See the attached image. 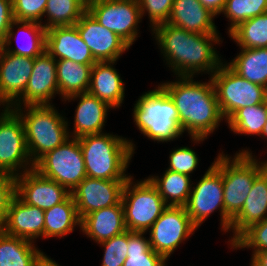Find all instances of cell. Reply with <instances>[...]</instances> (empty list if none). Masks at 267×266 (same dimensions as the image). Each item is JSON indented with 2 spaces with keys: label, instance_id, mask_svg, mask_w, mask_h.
I'll use <instances>...</instances> for the list:
<instances>
[{
  "label": "cell",
  "instance_id": "14",
  "mask_svg": "<svg viewBox=\"0 0 267 266\" xmlns=\"http://www.w3.org/2000/svg\"><path fill=\"white\" fill-rule=\"evenodd\" d=\"M126 181L86 177L71 192L80 219L94 211L117 205Z\"/></svg>",
  "mask_w": 267,
  "mask_h": 266
},
{
  "label": "cell",
  "instance_id": "2",
  "mask_svg": "<svg viewBox=\"0 0 267 266\" xmlns=\"http://www.w3.org/2000/svg\"><path fill=\"white\" fill-rule=\"evenodd\" d=\"M194 77L179 76L177 81L160 83L170 96L179 116V126L188 132L193 143H201L220 126L223 116L219 109L214 84L198 82Z\"/></svg>",
  "mask_w": 267,
  "mask_h": 266
},
{
  "label": "cell",
  "instance_id": "46",
  "mask_svg": "<svg viewBox=\"0 0 267 266\" xmlns=\"http://www.w3.org/2000/svg\"><path fill=\"white\" fill-rule=\"evenodd\" d=\"M36 266H60L56 261L49 258L46 254L42 256V258L37 262Z\"/></svg>",
  "mask_w": 267,
  "mask_h": 266
},
{
  "label": "cell",
  "instance_id": "29",
  "mask_svg": "<svg viewBox=\"0 0 267 266\" xmlns=\"http://www.w3.org/2000/svg\"><path fill=\"white\" fill-rule=\"evenodd\" d=\"M44 238L64 237L73 232L75 227L81 228V219L74 199L70 194L63 202L44 211Z\"/></svg>",
  "mask_w": 267,
  "mask_h": 266
},
{
  "label": "cell",
  "instance_id": "47",
  "mask_svg": "<svg viewBox=\"0 0 267 266\" xmlns=\"http://www.w3.org/2000/svg\"><path fill=\"white\" fill-rule=\"evenodd\" d=\"M260 137H263V138L265 137V138H267V121H266V123H265V125H264L263 131H262Z\"/></svg>",
  "mask_w": 267,
  "mask_h": 266
},
{
  "label": "cell",
  "instance_id": "36",
  "mask_svg": "<svg viewBox=\"0 0 267 266\" xmlns=\"http://www.w3.org/2000/svg\"><path fill=\"white\" fill-rule=\"evenodd\" d=\"M267 12V0H226L222 14L229 19L228 33L240 23Z\"/></svg>",
  "mask_w": 267,
  "mask_h": 266
},
{
  "label": "cell",
  "instance_id": "12",
  "mask_svg": "<svg viewBox=\"0 0 267 266\" xmlns=\"http://www.w3.org/2000/svg\"><path fill=\"white\" fill-rule=\"evenodd\" d=\"M87 11L129 46L139 37L142 17L138 0H96L87 4Z\"/></svg>",
  "mask_w": 267,
  "mask_h": 266
},
{
  "label": "cell",
  "instance_id": "39",
  "mask_svg": "<svg viewBox=\"0 0 267 266\" xmlns=\"http://www.w3.org/2000/svg\"><path fill=\"white\" fill-rule=\"evenodd\" d=\"M199 164L197 153L189 147H178L169 155L168 170L190 176Z\"/></svg>",
  "mask_w": 267,
  "mask_h": 266
},
{
  "label": "cell",
  "instance_id": "38",
  "mask_svg": "<svg viewBox=\"0 0 267 266\" xmlns=\"http://www.w3.org/2000/svg\"><path fill=\"white\" fill-rule=\"evenodd\" d=\"M98 244L104 247L101 266H123L127 257L128 230Z\"/></svg>",
  "mask_w": 267,
  "mask_h": 266
},
{
  "label": "cell",
  "instance_id": "19",
  "mask_svg": "<svg viewBox=\"0 0 267 266\" xmlns=\"http://www.w3.org/2000/svg\"><path fill=\"white\" fill-rule=\"evenodd\" d=\"M44 222L43 209L24 203L15 194L0 228L8 235L35 242L39 237L44 238Z\"/></svg>",
  "mask_w": 267,
  "mask_h": 266
},
{
  "label": "cell",
  "instance_id": "1",
  "mask_svg": "<svg viewBox=\"0 0 267 266\" xmlns=\"http://www.w3.org/2000/svg\"><path fill=\"white\" fill-rule=\"evenodd\" d=\"M152 31L166 64L176 78L194 77L202 72L211 76L224 63L214 47L222 42L218 34L191 33L169 23L159 24Z\"/></svg>",
  "mask_w": 267,
  "mask_h": 266
},
{
  "label": "cell",
  "instance_id": "33",
  "mask_svg": "<svg viewBox=\"0 0 267 266\" xmlns=\"http://www.w3.org/2000/svg\"><path fill=\"white\" fill-rule=\"evenodd\" d=\"M267 121V101L237 110L226 122L234 134L261 136Z\"/></svg>",
  "mask_w": 267,
  "mask_h": 266
},
{
  "label": "cell",
  "instance_id": "16",
  "mask_svg": "<svg viewBox=\"0 0 267 266\" xmlns=\"http://www.w3.org/2000/svg\"><path fill=\"white\" fill-rule=\"evenodd\" d=\"M15 194L26 204L48 210L63 202L71 193L35 169L15 176Z\"/></svg>",
  "mask_w": 267,
  "mask_h": 266
},
{
  "label": "cell",
  "instance_id": "30",
  "mask_svg": "<svg viewBox=\"0 0 267 266\" xmlns=\"http://www.w3.org/2000/svg\"><path fill=\"white\" fill-rule=\"evenodd\" d=\"M240 50L241 52L226 64L244 79L267 88V47Z\"/></svg>",
  "mask_w": 267,
  "mask_h": 266
},
{
  "label": "cell",
  "instance_id": "20",
  "mask_svg": "<svg viewBox=\"0 0 267 266\" xmlns=\"http://www.w3.org/2000/svg\"><path fill=\"white\" fill-rule=\"evenodd\" d=\"M45 50L55 60L68 59L79 64L97 62L75 25L57 26L46 30Z\"/></svg>",
  "mask_w": 267,
  "mask_h": 266
},
{
  "label": "cell",
  "instance_id": "7",
  "mask_svg": "<svg viewBox=\"0 0 267 266\" xmlns=\"http://www.w3.org/2000/svg\"><path fill=\"white\" fill-rule=\"evenodd\" d=\"M121 202L126 229L137 232L149 231L168 207L148 178L136 183L133 181V176L124 184Z\"/></svg>",
  "mask_w": 267,
  "mask_h": 266
},
{
  "label": "cell",
  "instance_id": "34",
  "mask_svg": "<svg viewBox=\"0 0 267 266\" xmlns=\"http://www.w3.org/2000/svg\"><path fill=\"white\" fill-rule=\"evenodd\" d=\"M145 233L128 230L127 257L123 266H166V259L151 248Z\"/></svg>",
  "mask_w": 267,
  "mask_h": 266
},
{
  "label": "cell",
  "instance_id": "42",
  "mask_svg": "<svg viewBox=\"0 0 267 266\" xmlns=\"http://www.w3.org/2000/svg\"><path fill=\"white\" fill-rule=\"evenodd\" d=\"M15 195V176L0 173V227L3 225L11 199Z\"/></svg>",
  "mask_w": 267,
  "mask_h": 266
},
{
  "label": "cell",
  "instance_id": "37",
  "mask_svg": "<svg viewBox=\"0 0 267 266\" xmlns=\"http://www.w3.org/2000/svg\"><path fill=\"white\" fill-rule=\"evenodd\" d=\"M231 249L252 248V252L267 250V217L252 224L232 244Z\"/></svg>",
  "mask_w": 267,
  "mask_h": 266
},
{
  "label": "cell",
  "instance_id": "15",
  "mask_svg": "<svg viewBox=\"0 0 267 266\" xmlns=\"http://www.w3.org/2000/svg\"><path fill=\"white\" fill-rule=\"evenodd\" d=\"M75 26L97 62H117L130 48L115 32L101 25L88 11Z\"/></svg>",
  "mask_w": 267,
  "mask_h": 266
},
{
  "label": "cell",
  "instance_id": "22",
  "mask_svg": "<svg viewBox=\"0 0 267 266\" xmlns=\"http://www.w3.org/2000/svg\"><path fill=\"white\" fill-rule=\"evenodd\" d=\"M75 99L79 102L74 115V129L73 132H69L70 137L80 138L104 132L102 129L106 123L107 113L112 107L88 92L69 96L62 101L70 102Z\"/></svg>",
  "mask_w": 267,
  "mask_h": 266
},
{
  "label": "cell",
  "instance_id": "24",
  "mask_svg": "<svg viewBox=\"0 0 267 266\" xmlns=\"http://www.w3.org/2000/svg\"><path fill=\"white\" fill-rule=\"evenodd\" d=\"M115 61L96 62L92 66L88 93L106 102L112 109L124 102L125 87L114 67Z\"/></svg>",
  "mask_w": 267,
  "mask_h": 266
},
{
  "label": "cell",
  "instance_id": "48",
  "mask_svg": "<svg viewBox=\"0 0 267 266\" xmlns=\"http://www.w3.org/2000/svg\"><path fill=\"white\" fill-rule=\"evenodd\" d=\"M86 5L89 4L92 1H96V0H82Z\"/></svg>",
  "mask_w": 267,
  "mask_h": 266
},
{
  "label": "cell",
  "instance_id": "18",
  "mask_svg": "<svg viewBox=\"0 0 267 266\" xmlns=\"http://www.w3.org/2000/svg\"><path fill=\"white\" fill-rule=\"evenodd\" d=\"M34 59L6 52L0 46V106L11 107L24 93Z\"/></svg>",
  "mask_w": 267,
  "mask_h": 266
},
{
  "label": "cell",
  "instance_id": "43",
  "mask_svg": "<svg viewBox=\"0 0 267 266\" xmlns=\"http://www.w3.org/2000/svg\"><path fill=\"white\" fill-rule=\"evenodd\" d=\"M13 20L12 0H0V45L5 40Z\"/></svg>",
  "mask_w": 267,
  "mask_h": 266
},
{
  "label": "cell",
  "instance_id": "32",
  "mask_svg": "<svg viewBox=\"0 0 267 266\" xmlns=\"http://www.w3.org/2000/svg\"><path fill=\"white\" fill-rule=\"evenodd\" d=\"M86 11L87 5L82 0H47L44 17L48 18L42 25L46 30L75 25Z\"/></svg>",
  "mask_w": 267,
  "mask_h": 266
},
{
  "label": "cell",
  "instance_id": "5",
  "mask_svg": "<svg viewBox=\"0 0 267 266\" xmlns=\"http://www.w3.org/2000/svg\"><path fill=\"white\" fill-rule=\"evenodd\" d=\"M132 116L138 130L157 143L173 141L183 135L177 109L159 85L138 98Z\"/></svg>",
  "mask_w": 267,
  "mask_h": 266
},
{
  "label": "cell",
  "instance_id": "6",
  "mask_svg": "<svg viewBox=\"0 0 267 266\" xmlns=\"http://www.w3.org/2000/svg\"><path fill=\"white\" fill-rule=\"evenodd\" d=\"M254 156L251 150L242 149L235 153L233 159L222 152L214 160L222 171L225 212L232 219L243 208L254 179L267 167V159L258 161Z\"/></svg>",
  "mask_w": 267,
  "mask_h": 266
},
{
  "label": "cell",
  "instance_id": "40",
  "mask_svg": "<svg viewBox=\"0 0 267 266\" xmlns=\"http://www.w3.org/2000/svg\"><path fill=\"white\" fill-rule=\"evenodd\" d=\"M47 0H12L13 18L42 24Z\"/></svg>",
  "mask_w": 267,
  "mask_h": 266
},
{
  "label": "cell",
  "instance_id": "11",
  "mask_svg": "<svg viewBox=\"0 0 267 266\" xmlns=\"http://www.w3.org/2000/svg\"><path fill=\"white\" fill-rule=\"evenodd\" d=\"M32 169L23 122L13 109L4 107L0 114V173L18 176Z\"/></svg>",
  "mask_w": 267,
  "mask_h": 266
},
{
  "label": "cell",
  "instance_id": "45",
  "mask_svg": "<svg viewBox=\"0 0 267 266\" xmlns=\"http://www.w3.org/2000/svg\"><path fill=\"white\" fill-rule=\"evenodd\" d=\"M250 266H267V250L253 253Z\"/></svg>",
  "mask_w": 267,
  "mask_h": 266
},
{
  "label": "cell",
  "instance_id": "28",
  "mask_svg": "<svg viewBox=\"0 0 267 266\" xmlns=\"http://www.w3.org/2000/svg\"><path fill=\"white\" fill-rule=\"evenodd\" d=\"M93 65L68 59L56 60L58 91L62 99L88 92Z\"/></svg>",
  "mask_w": 267,
  "mask_h": 266
},
{
  "label": "cell",
  "instance_id": "9",
  "mask_svg": "<svg viewBox=\"0 0 267 266\" xmlns=\"http://www.w3.org/2000/svg\"><path fill=\"white\" fill-rule=\"evenodd\" d=\"M187 214L198 228L216 210L220 211V225L225 233L230 231L232 218L225 212L221 169L213 162L199 182L192 187L187 204Z\"/></svg>",
  "mask_w": 267,
  "mask_h": 266
},
{
  "label": "cell",
  "instance_id": "23",
  "mask_svg": "<svg viewBox=\"0 0 267 266\" xmlns=\"http://www.w3.org/2000/svg\"><path fill=\"white\" fill-rule=\"evenodd\" d=\"M215 14L199 0H174L166 23L197 34H219L214 23Z\"/></svg>",
  "mask_w": 267,
  "mask_h": 266
},
{
  "label": "cell",
  "instance_id": "10",
  "mask_svg": "<svg viewBox=\"0 0 267 266\" xmlns=\"http://www.w3.org/2000/svg\"><path fill=\"white\" fill-rule=\"evenodd\" d=\"M34 169L43 177L64 186L71 193L87 177L79 139L70 138L49 151L34 164Z\"/></svg>",
  "mask_w": 267,
  "mask_h": 266
},
{
  "label": "cell",
  "instance_id": "31",
  "mask_svg": "<svg viewBox=\"0 0 267 266\" xmlns=\"http://www.w3.org/2000/svg\"><path fill=\"white\" fill-rule=\"evenodd\" d=\"M150 182L168 206H185L191 193L190 176L166 169L162 177L149 176Z\"/></svg>",
  "mask_w": 267,
  "mask_h": 266
},
{
  "label": "cell",
  "instance_id": "13",
  "mask_svg": "<svg viewBox=\"0 0 267 266\" xmlns=\"http://www.w3.org/2000/svg\"><path fill=\"white\" fill-rule=\"evenodd\" d=\"M196 229L185 206H168L149 229L150 246L168 261L174 250Z\"/></svg>",
  "mask_w": 267,
  "mask_h": 266
},
{
  "label": "cell",
  "instance_id": "35",
  "mask_svg": "<svg viewBox=\"0 0 267 266\" xmlns=\"http://www.w3.org/2000/svg\"><path fill=\"white\" fill-rule=\"evenodd\" d=\"M228 35L240 48L267 47V12L240 23Z\"/></svg>",
  "mask_w": 267,
  "mask_h": 266
},
{
  "label": "cell",
  "instance_id": "3",
  "mask_svg": "<svg viewBox=\"0 0 267 266\" xmlns=\"http://www.w3.org/2000/svg\"><path fill=\"white\" fill-rule=\"evenodd\" d=\"M79 139L87 177L105 180H128L126 169L135 153V144L122 136L96 133Z\"/></svg>",
  "mask_w": 267,
  "mask_h": 266
},
{
  "label": "cell",
  "instance_id": "25",
  "mask_svg": "<svg viewBox=\"0 0 267 266\" xmlns=\"http://www.w3.org/2000/svg\"><path fill=\"white\" fill-rule=\"evenodd\" d=\"M80 230L96 243L125 232L127 229L122 202L85 215L81 219Z\"/></svg>",
  "mask_w": 267,
  "mask_h": 266
},
{
  "label": "cell",
  "instance_id": "21",
  "mask_svg": "<svg viewBox=\"0 0 267 266\" xmlns=\"http://www.w3.org/2000/svg\"><path fill=\"white\" fill-rule=\"evenodd\" d=\"M267 217V167L254 179L241 211L232 219L230 245L252 224Z\"/></svg>",
  "mask_w": 267,
  "mask_h": 266
},
{
  "label": "cell",
  "instance_id": "4",
  "mask_svg": "<svg viewBox=\"0 0 267 266\" xmlns=\"http://www.w3.org/2000/svg\"><path fill=\"white\" fill-rule=\"evenodd\" d=\"M10 108L23 122L27 150L33 164L71 138L66 117L58 113L52 104L26 105L22 109Z\"/></svg>",
  "mask_w": 267,
  "mask_h": 266
},
{
  "label": "cell",
  "instance_id": "8",
  "mask_svg": "<svg viewBox=\"0 0 267 266\" xmlns=\"http://www.w3.org/2000/svg\"><path fill=\"white\" fill-rule=\"evenodd\" d=\"M219 109L225 121L237 110L267 101V88L252 83L234 72L226 62L210 76Z\"/></svg>",
  "mask_w": 267,
  "mask_h": 266
},
{
  "label": "cell",
  "instance_id": "41",
  "mask_svg": "<svg viewBox=\"0 0 267 266\" xmlns=\"http://www.w3.org/2000/svg\"><path fill=\"white\" fill-rule=\"evenodd\" d=\"M174 0H138L141 17L148 13L151 29L166 23L171 13Z\"/></svg>",
  "mask_w": 267,
  "mask_h": 266
},
{
  "label": "cell",
  "instance_id": "17",
  "mask_svg": "<svg viewBox=\"0 0 267 266\" xmlns=\"http://www.w3.org/2000/svg\"><path fill=\"white\" fill-rule=\"evenodd\" d=\"M56 94H59L56 60L45 50L34 58L32 73L25 91L11 107L51 104L50 101Z\"/></svg>",
  "mask_w": 267,
  "mask_h": 266
},
{
  "label": "cell",
  "instance_id": "26",
  "mask_svg": "<svg viewBox=\"0 0 267 266\" xmlns=\"http://www.w3.org/2000/svg\"><path fill=\"white\" fill-rule=\"evenodd\" d=\"M18 28L17 34L24 33L23 35L28 39V41L23 45H17V47L13 48L12 40L14 38L16 40V33L14 32V27ZM20 34L21 36H23ZM24 38V37H23ZM19 39V38H18ZM6 52L11 54L21 55L24 57L35 58L41 55L46 48V29L45 27L38 22L32 21H20V20H13L11 26L9 27L5 40L0 45Z\"/></svg>",
  "mask_w": 267,
  "mask_h": 266
},
{
  "label": "cell",
  "instance_id": "27",
  "mask_svg": "<svg viewBox=\"0 0 267 266\" xmlns=\"http://www.w3.org/2000/svg\"><path fill=\"white\" fill-rule=\"evenodd\" d=\"M33 243L0 228V266H36L44 253Z\"/></svg>",
  "mask_w": 267,
  "mask_h": 266
},
{
  "label": "cell",
  "instance_id": "44",
  "mask_svg": "<svg viewBox=\"0 0 267 266\" xmlns=\"http://www.w3.org/2000/svg\"><path fill=\"white\" fill-rule=\"evenodd\" d=\"M201 4L216 16L221 14L226 0H199Z\"/></svg>",
  "mask_w": 267,
  "mask_h": 266
}]
</instances>
